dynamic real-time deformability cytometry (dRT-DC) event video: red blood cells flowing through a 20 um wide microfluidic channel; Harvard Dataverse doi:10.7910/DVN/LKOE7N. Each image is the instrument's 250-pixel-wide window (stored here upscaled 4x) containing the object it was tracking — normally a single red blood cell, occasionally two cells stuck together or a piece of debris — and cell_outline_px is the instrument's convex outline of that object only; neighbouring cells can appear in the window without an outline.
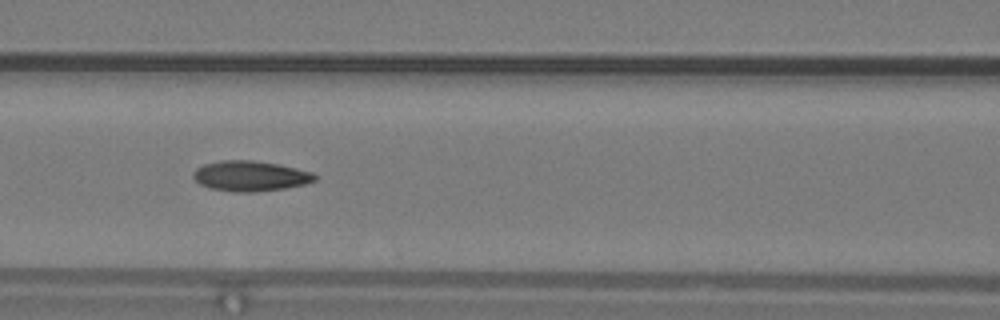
{"species": "common noctule bat (a hibernating species)", "species_latin": "Nyctalus noctula", "temperature_condition": "warm", "stored_images_in_passage": 47, "camera_frame_rate_fps": 3000, "um_per_image_px": 0.085, "animal": {"sex": "male", "body_mass_g": 19.2, "forearm_length_mm": 51.8}, "frame": {"image": 1, "passage_image": 21, "time_ms": 6.667, "image_size_px": [1000, 320], "cell_outline_px": [[316, 180], [304, 184], [284, 188], [252, 192], [232, 192], [208, 188], [200, 184], [192, 176], [192, 172], [196, 168], [204, 164], [224, 160], [252, 160], [276, 164], [296, 168], [312, 172], [316, 176]], "centroid_in_image_um": [21.23, 14.96], "position_along_channel_um": 145.4, "area_um2": 21.39}, "authors_computed_cell_mechanics": {"area_um2": 21.1548, "velocity_mm_per_s": 4.2388, "shape_relaxation_time_tau1_ms": null, "shape_relaxation_time_tau2_ms": 2.1588, "deformation_change_tau1": null, "deformation_change_tau2": 0.0873}}